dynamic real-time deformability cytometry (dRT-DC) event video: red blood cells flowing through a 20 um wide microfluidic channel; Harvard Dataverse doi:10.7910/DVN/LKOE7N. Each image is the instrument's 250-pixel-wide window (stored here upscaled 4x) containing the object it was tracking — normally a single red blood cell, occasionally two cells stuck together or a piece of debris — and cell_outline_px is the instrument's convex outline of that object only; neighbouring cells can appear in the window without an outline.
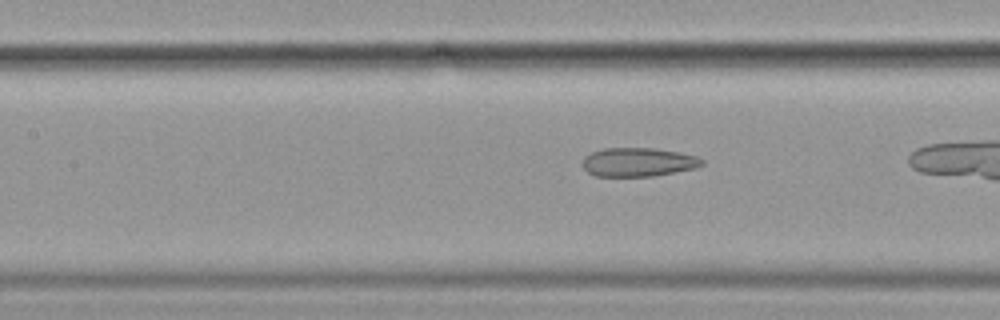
{"species": "common noctule bat (a hibernating species)", "species_latin": "Nyctalus noctula", "temperature_condition": "cold", "stored_images_in_passage": 38, "camera_frame_rate_fps": 3000, "um_per_image_px": 0.085, "animal": {"sex": "female", "body_mass_g": 19.9}, "frame": {"image": 1, "passage_image": 22, "time_ms": 7.0, "image_size_px": [1000, 320], "cell_outline_px": [[704, 164], [696, 168], [652, 176], [596, 176], [588, 172], [584, 168], [584, 156], [592, 152], [604, 148], [656, 148], [680, 152], [696, 156], [704, 160]], "centroid_in_image_um": [54.28, 13.77], "position_along_channel_um": 153.1, "area_um2": 20.0}}
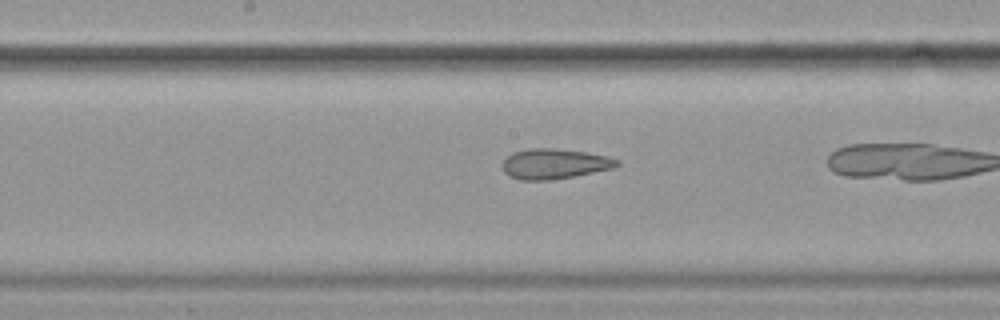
{"frame": {"image": 2, "passage_image": 26, "time_ms": 8.333, "image_size_px": [1000, 320], "cell_outline_px": [[620, 164], [612, 168], [552, 180], [520, 180], [508, 176], [504, 172], [504, 160], [512, 152], [528, 148], [552, 148], [584, 152], [608, 156], [620, 160]], "centroid_in_image_um": [47.11, 13.92], "position_along_channel_um": 201.1, "area_um2": 20.0}}
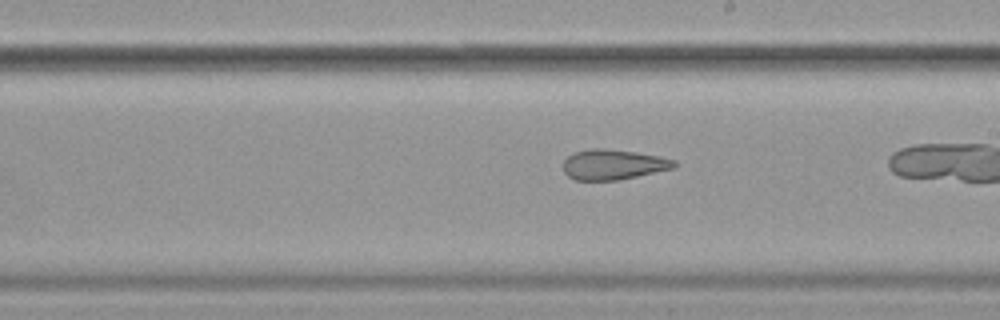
{"frame": {"image": 3, "passage_image": 29, "time_ms": 9.333, "image_size_px": [1000, 320], "cell_outline_px": [[676, 164], [672, 168], [620, 180], [576, 180], [568, 176], [564, 172], [564, 160], [568, 156], [576, 152], [592, 148], [604, 148], [636, 152], [660, 156], [676, 160]], "centroid_in_image_um": [52.12, 13.98], "position_along_channel_um": 236.9, "area_um2": 19.42}}